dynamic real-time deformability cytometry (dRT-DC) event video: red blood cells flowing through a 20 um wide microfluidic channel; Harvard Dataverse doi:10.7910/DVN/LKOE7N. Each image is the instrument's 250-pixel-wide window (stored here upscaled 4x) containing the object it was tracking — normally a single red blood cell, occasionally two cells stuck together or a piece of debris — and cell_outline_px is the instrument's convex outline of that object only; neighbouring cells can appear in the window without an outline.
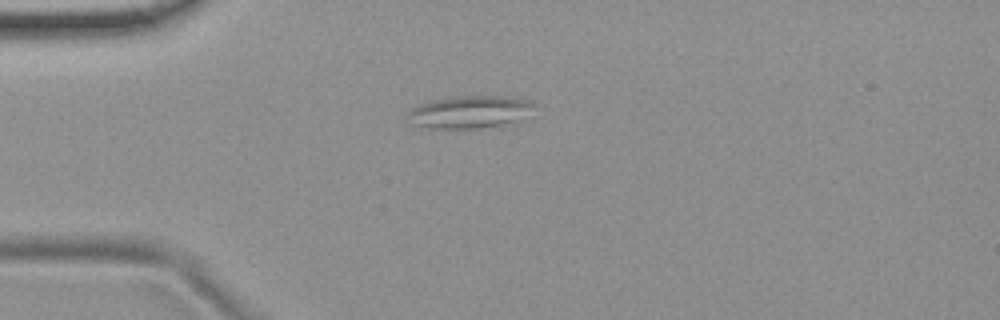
{"species": "common noctule bat (a hibernating species)", "species_latin": "Nyctalus noctula", "temperature_condition": "room temperature", "stored_images_in_passage": 41, "camera_frame_rate_fps": 3000, "um_per_image_px": 0.085, "animal": {"sex": "female", "body_mass_g": 19.9}, "frame": {"image": 1, "passage_image": 1, "time_ms": 0.0, "image_size_px": [1000, 320], "cell_outline_px": [[536, 104], [516, 120], [500, 124], [480, 128], [428, 128], [408, 124], [404, 116], [412, 108], [420, 104], [432, 100], [452, 96], [504, 96], [528, 100]], "centroid_in_image_um": [39.76, 9.51], "position_along_channel_um": 45.2, "area_um2": 23.7}}
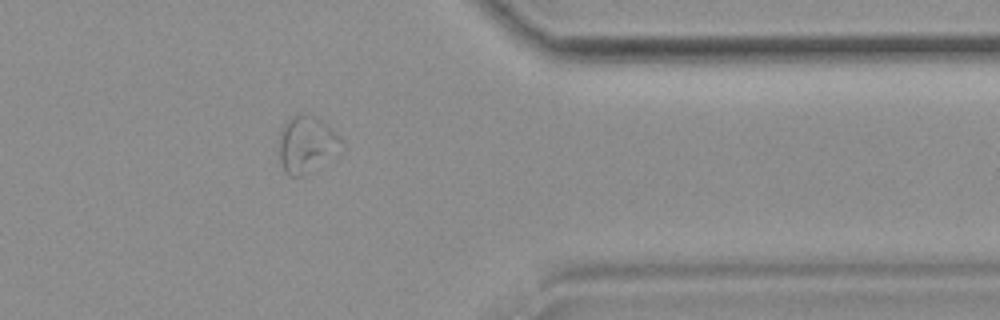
{"frame": {"image": 2, "passage_image": 31, "time_ms": 10.0, "image_size_px": [1000, 320], "cell_outline_px": [[344, 140], [340, 152], [304, 176], [288, 176], [284, 172], [280, 160], [280, 132], [284, 124], [292, 116], [304, 112], [308, 112], [324, 120]], "centroid_in_image_um": [26.11, 12.24], "position_along_channel_um": 385.3, "area_um2": 21.1}}
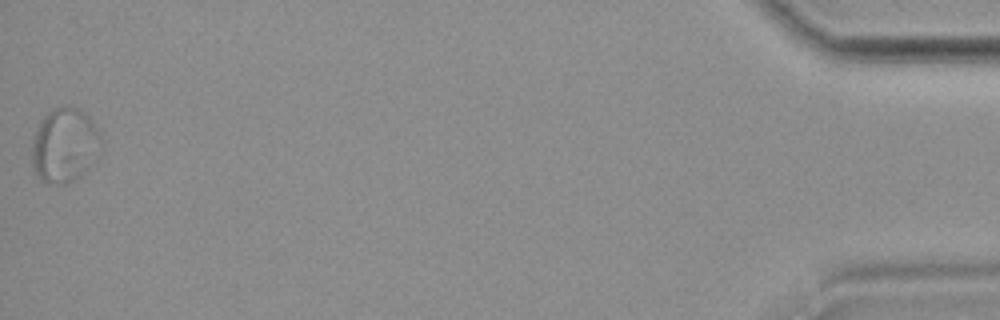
{"frame": {"image": 3, "passage_image": 41, "time_ms": 13.333, "image_size_px": [1000, 320], "cell_outline_px": [[96, 132], [80, 176], [64, 184], [40, 180], [32, 164], [32, 140], [44, 116], [48, 112], [56, 108], [68, 104], [84, 112], [88, 116], [96, 128]], "centroid_in_image_um": [5.3, 12.28], "position_along_channel_um": 429.9, "area_um2": 27.34}, "authors_computed_cell_mechanics": {"area_um2": 16.8198, "velocity_mm_per_s": 3.729, "shape_relaxation_time_tau1_ms": null, "shape_relaxation_time_tau2_ms": 4.4251, "deformation_change_tau1": null, "deformation_change_tau2": 0.1049}}